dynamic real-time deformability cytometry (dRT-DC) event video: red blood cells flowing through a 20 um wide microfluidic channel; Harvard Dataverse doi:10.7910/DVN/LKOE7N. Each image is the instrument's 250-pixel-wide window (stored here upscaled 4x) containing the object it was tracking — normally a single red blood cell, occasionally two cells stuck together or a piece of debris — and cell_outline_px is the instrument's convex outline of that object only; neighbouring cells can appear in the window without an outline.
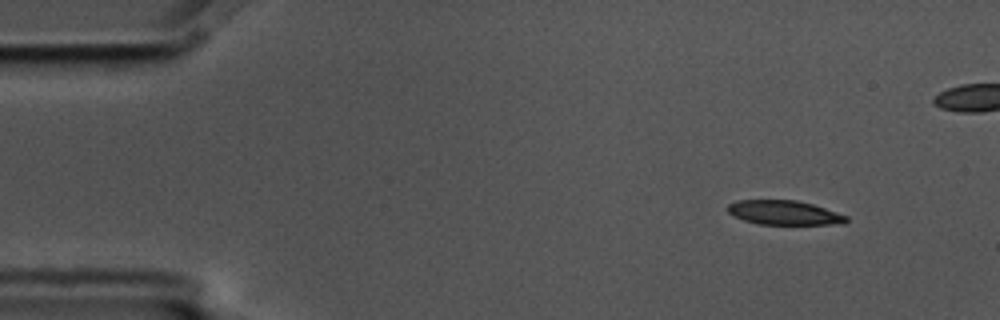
{"species": "common noctule bat (a hibernating species)", "species_latin": "Nyctalus noctula", "temperature_condition": "cold", "stored_images_in_passage": 6, "camera_frame_rate_fps": 3000, "um_per_image_px": 0.085, "animal": {"sex": "male", "body_mass_g": 17.5, "forearm_length_mm": 52.3}, "frame": {"image": 1, "passage_image": 1, "time_ms": 0.0, "image_size_px": [1000, 320], "cell_outline_px": [[848, 220], [844, 224], [760, 224], [744, 220], [728, 212], [728, 204], [736, 200], [796, 200], [812, 204], [848, 216]], "centroid_in_image_um": [66.67, 18.07], "position_along_channel_um": 18.3, "area_um2": 16.65}}